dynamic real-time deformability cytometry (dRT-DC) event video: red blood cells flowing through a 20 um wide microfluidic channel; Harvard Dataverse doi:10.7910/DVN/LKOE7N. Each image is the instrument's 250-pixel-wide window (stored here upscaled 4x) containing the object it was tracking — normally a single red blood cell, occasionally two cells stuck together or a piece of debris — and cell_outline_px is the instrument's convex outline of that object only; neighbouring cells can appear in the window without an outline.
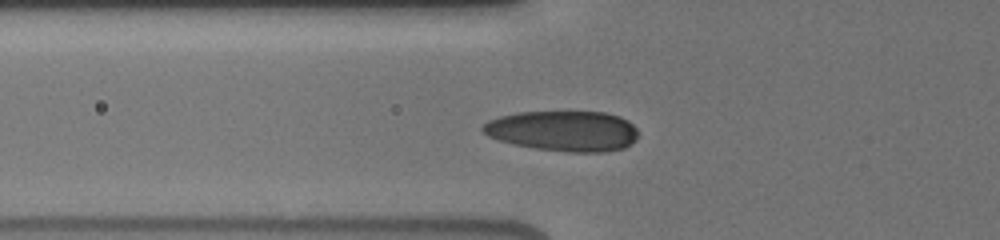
{"species": "human", "species_latin": "Homo sapiens", "temperature_condition": "cold", "stored_images_in_passage": 34, "camera_frame_rate_fps": 3000, "um_per_image_px": 0.085, "donor": {"sex": "male"}, "frame": {"image": 1, "passage_image": 7, "time_ms": 2.0, "image_size_px": [1000, 240], "cell_outline_px": [[636, 140], [632, 144], [624, 148], [604, 152], [568, 152], [536, 148], [512, 144], [488, 136], [480, 128], [488, 120], [500, 116], [520, 112], [604, 112], [620, 116], [628, 120], [636, 128]], "centroid_in_image_um": [47.89, 11.13], "position_along_channel_um": 77.9, "area_um2": 36.65}}
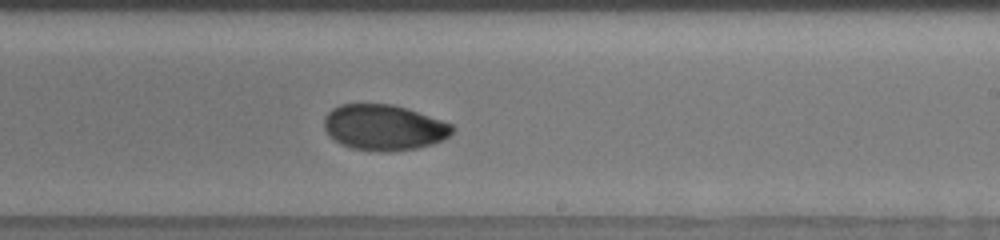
{"frame": {"image": 2, "passage_image": 22, "time_ms": 6.667, "image_size_px": [1000, 240], "cell_outline_px": [[456, 128], [444, 140], [432, 144], [416, 148], [388, 152], [384, 152], [352, 148], [340, 144], [328, 136], [324, 128], [324, 116], [332, 108], [340, 104], [392, 104], [408, 108], [452, 124]], "centroid_in_image_um": [32.62, 10.83], "position_along_channel_um": 256.4, "area_um2": 34.39}}
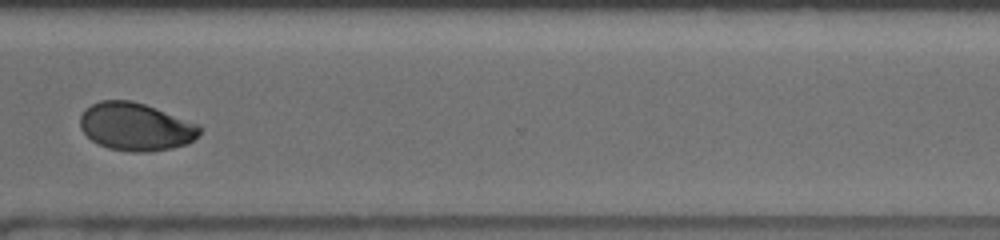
{"frame": {"image": 3, "passage_image": 28, "time_ms": 9.333, "image_size_px": [1000, 240], "cell_outline_px": [[200, 132], [188, 144], [172, 148], [144, 152], [132, 152], [108, 148], [92, 140], [80, 128], [80, 116], [84, 108], [100, 100], [132, 100], [144, 104], [200, 124]], "centroid_in_image_um": [11.52, 10.76], "position_along_channel_um": 359.1, "area_um2": 33.29}, "authors_computed_cell_mechanics": {"area_um2": 34.4777, "velocity_mm_per_s": 3.8391, "shape_relaxation_time_tau1_ms": 6.9715, "shape_relaxation_time_tau2_ms": 1.8628, "deformation_change_tau1": 0.1658, "deformation_change_tau2": 0.0422}}